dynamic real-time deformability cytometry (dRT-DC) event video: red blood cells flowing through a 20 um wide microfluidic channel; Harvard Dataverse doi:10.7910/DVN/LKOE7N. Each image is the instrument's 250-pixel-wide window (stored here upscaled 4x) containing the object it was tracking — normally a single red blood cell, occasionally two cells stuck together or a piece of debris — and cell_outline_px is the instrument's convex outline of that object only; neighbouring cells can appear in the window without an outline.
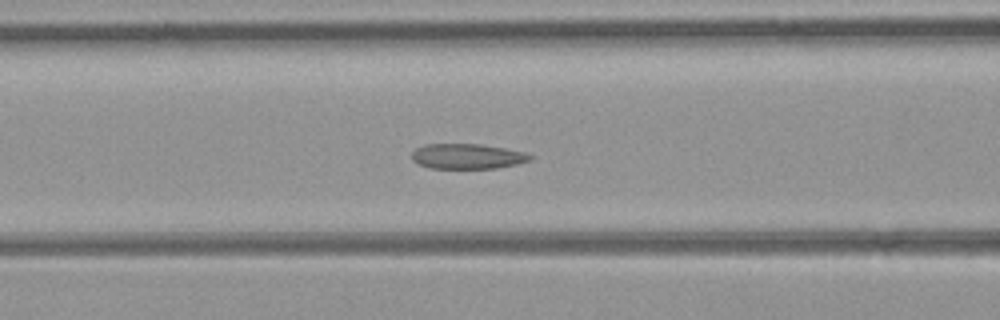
{"species": "common noctule bat (a hibernating species)", "species_latin": "Nyctalus noctula", "temperature_condition": "room temperature", "stored_images_in_passage": 36, "camera_frame_rate_fps": 3000, "um_per_image_px": 0.085, "animal": {"sex": "female", "body_mass_g": 21.9}, "frame": {"image": 1, "passage_image": 6, "time_ms": 1.667, "image_size_px": [1000, 320], "cell_outline_px": [[536, 156], [532, 160], [516, 164], [496, 168], [432, 168], [420, 164], [412, 160], [412, 152], [416, 148], [424, 144], [480, 144], [504, 148], [524, 152]], "centroid_in_image_um": [39.75, 13.28], "position_along_channel_um": 126.8, "area_um2": 17.34}}
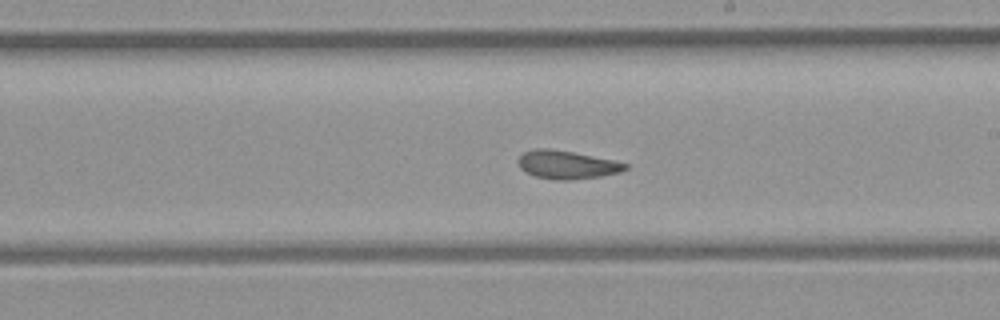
{"frame": {"image": 2, "passage_image": 14, "time_ms": 4.333, "image_size_px": [1000, 320], "cell_outline_px": [[628, 168], [620, 172], [600, 176], [572, 180], [556, 180], [536, 176], [520, 168], [516, 160], [524, 152], [536, 148], [548, 148], [572, 152], [612, 160], [628, 164]], "centroid_in_image_um": [48.16, 14.0], "position_along_channel_um": 240.8, "area_um2": 17.46}}
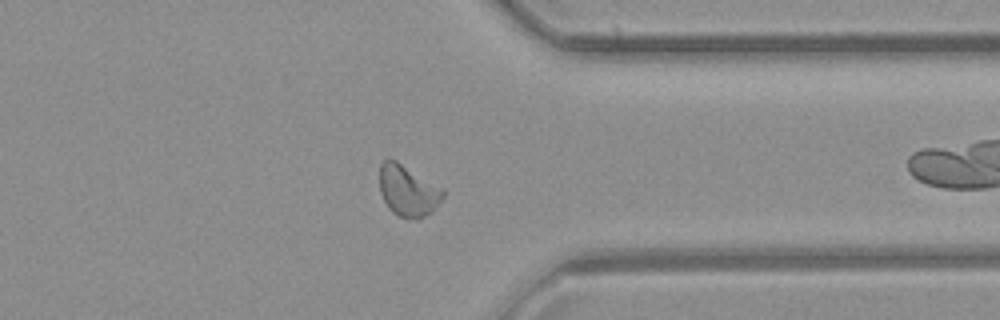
{"frame": {"image": 3, "passage_image": 24, "time_ms": 7.667, "image_size_px": [1000, 320], "cell_outline_px": [[444, 196], [432, 212], [416, 220], [400, 216], [392, 212], [388, 208], [380, 192], [380, 164], [388, 156], [396, 160], [444, 188]], "centroid_in_image_um": [34.68, 16.19], "position_along_channel_um": 376.7, "area_um2": 19.13}, "authors_computed_cell_mechanics": {"area_um2": 18.1203, "velocity_mm_per_s": 4.2713, "shape_relaxation_time_tau1_ms": null, "shape_relaxation_time_tau2_ms": 2.1356, "deformation_change_tau1": null, "deformation_change_tau2": 0.0649}}